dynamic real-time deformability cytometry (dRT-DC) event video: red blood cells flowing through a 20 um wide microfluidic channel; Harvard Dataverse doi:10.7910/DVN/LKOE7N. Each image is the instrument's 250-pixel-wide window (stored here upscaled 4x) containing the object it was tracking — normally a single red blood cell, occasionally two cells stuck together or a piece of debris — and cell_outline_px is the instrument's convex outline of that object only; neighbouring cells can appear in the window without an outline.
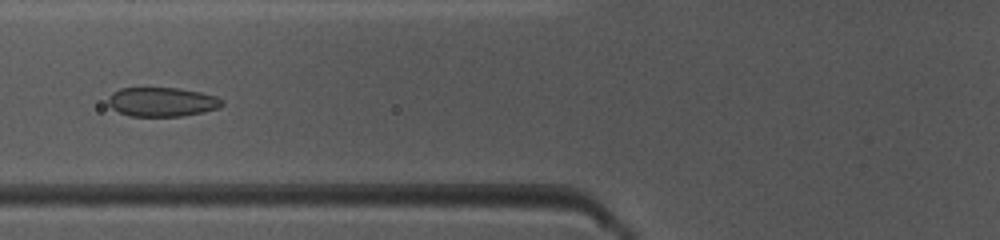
{"species": "common noctule bat (a hibernating species)", "species_latin": "Nyctalus noctula", "temperature_condition": "warm", "stored_images_in_passage": 39, "camera_frame_rate_fps": 3000, "um_per_image_px": 0.085, "animal": {"sex": "female", "body_mass_g": 10.0, "forearm_length_mm": 53.1}, "frame": {"image": 1, "passage_image": 9, "time_ms": 2.667, "image_size_px": [1000, 240], "cell_outline_px": [[224, 104], [220, 108], [204, 112], [180, 116], [132, 116], [120, 112], [112, 108], [108, 104], [108, 96], [112, 92], [120, 88], [176, 88], [200, 92], [216, 96], [224, 100]], "centroid_in_image_um": [13.79, 8.66], "position_along_channel_um": 112.0, "area_um2": 19.42}}
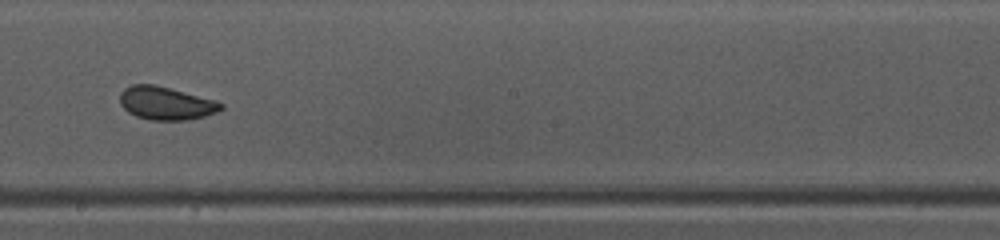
{"frame": {"image": 2, "passage_image": 18, "time_ms": 5.667, "image_size_px": [1000, 240], "cell_outline_px": [[224, 108], [216, 112], [204, 116], [184, 120], [148, 120], [136, 116], [128, 112], [120, 104], [120, 92], [124, 88], [132, 84], [156, 84], [216, 100], [224, 104]], "centroid_in_image_um": [14.09, 8.76], "position_along_channel_um": 234.1, "area_um2": 19.65}}
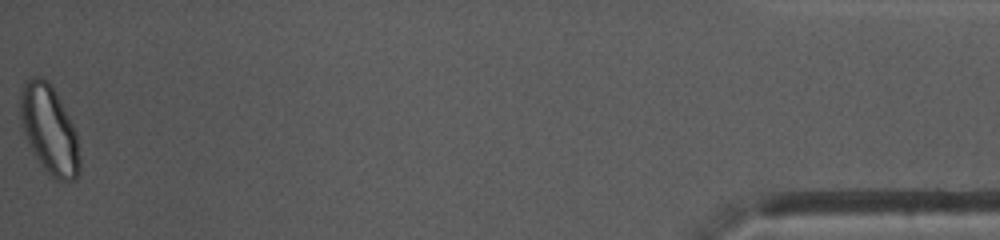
{"frame": {"image": 3, "passage_image": 39, "time_ms": 12.667, "image_size_px": [1000, 240], "cell_outline_px": [[80, 172], [76, 180], [56, 180], [44, 168], [36, 156], [24, 132], [20, 120], [20, 92], [24, 80], [32, 76], [40, 76], [48, 80], [56, 92], [76, 132], [80, 156]], "centroid_in_image_um": [4.19, 10.98], "position_along_channel_um": 431.0, "area_um2": 30.46}, "authors_computed_cell_mechanics": {"area_um2": 19.941, "velocity_mm_per_s": 4.0659, "shape_relaxation_time_tau1_ms": 3.2072, "shape_relaxation_time_tau2_ms": 1.0853, "deformation_change_tau1": 0.1052, "deformation_change_tau2": 0.0483}}